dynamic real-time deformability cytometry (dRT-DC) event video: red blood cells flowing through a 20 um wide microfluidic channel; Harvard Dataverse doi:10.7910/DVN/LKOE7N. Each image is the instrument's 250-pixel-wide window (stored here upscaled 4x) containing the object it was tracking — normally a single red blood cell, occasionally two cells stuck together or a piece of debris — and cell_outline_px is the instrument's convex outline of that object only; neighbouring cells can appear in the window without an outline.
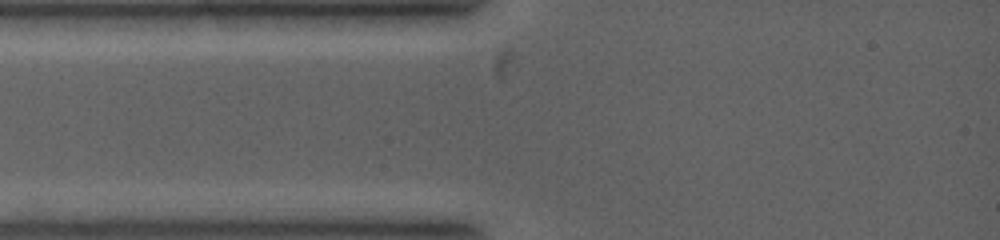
{"species": "common noctule bat (a hibernating species)", "species_latin": "Nyctalus noctula", "temperature_condition": "warm", "stored_images_in_passage": 3, "camera_frame_rate_fps": 5000, "um_per_image_px": 0.085, "animal": {"sex": "female", "body_mass_g": 19.0, "forearm_length_mm": 53.3}, "frame": {"image": 1, "passage_image": 2, "time_ms": 0.2, "image_size_px": [1000, 240], "cell_outline_px": [[540, 16], [520, 64], [516, 72], [512, 76], [504, 80], [496, 80], [492, 76], [484, 56], [496, 44], [536, 16]], "centroid_in_image_um": [43.37, 4.38], "position_along_channel_um": 41.6, "area_um2": 11.62}}